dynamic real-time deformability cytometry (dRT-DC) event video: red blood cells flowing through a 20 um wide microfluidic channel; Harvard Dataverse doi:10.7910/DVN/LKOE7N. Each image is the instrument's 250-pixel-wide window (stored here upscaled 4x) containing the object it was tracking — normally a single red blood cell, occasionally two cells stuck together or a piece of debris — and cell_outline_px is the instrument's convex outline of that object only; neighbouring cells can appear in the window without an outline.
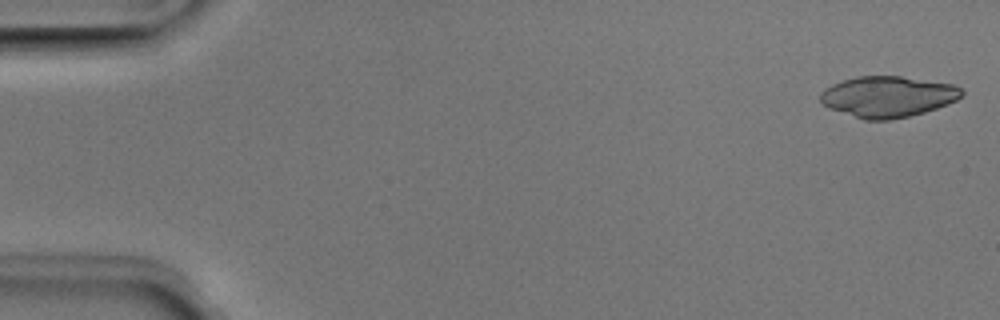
{"species": "Egyptian fruit bat (a non-hibernating species)", "species_latin": "Rousettus aegyptiacus", "temperature_condition": "room temperature", "stored_images_in_passage": 17, "camera_frame_rate_fps": 3000, "um_per_image_px": 0.085, "animal": {"sex": "male"}, "frame": {"image": 1, "passage_image": 1, "time_ms": 0.0, "image_size_px": [1000, 320], "cell_outline_px": [[964, 92], [956, 100], [948, 104], [924, 112], [908, 116], [888, 120], [864, 120], [828, 108], [820, 100], [820, 92], [824, 88], [832, 84], [856, 76], [900, 76], [952, 84], [960, 88]], "centroid_in_image_um": [75.43, 8.21], "position_along_channel_um": 9.6, "area_um2": 33.64}}